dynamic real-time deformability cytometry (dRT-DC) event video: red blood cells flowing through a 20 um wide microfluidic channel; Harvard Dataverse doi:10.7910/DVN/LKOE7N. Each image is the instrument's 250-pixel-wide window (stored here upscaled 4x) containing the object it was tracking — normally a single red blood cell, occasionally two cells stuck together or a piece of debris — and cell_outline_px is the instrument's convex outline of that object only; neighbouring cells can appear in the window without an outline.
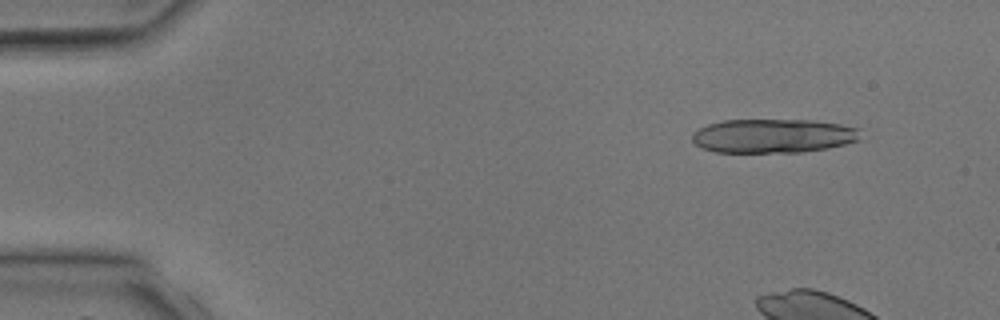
{"species": "common noctule bat (a hibernating species)", "species_latin": "Nyctalus noctula", "temperature_condition": "room temperature", "stored_images_in_passage": 3, "camera_frame_rate_fps": 3000, "um_per_image_px": 0.085, "animal": {"sex": "male", "body_mass_g": 17.9, "forearm_length_mm": 54.2}, "frame": {"image": 1, "passage_image": 1, "time_ms": 0.0, "image_size_px": [1000, 320], "cell_outline_px": [[860, 140], [828, 148], [800, 152], [716, 152], [700, 148], [692, 140], [692, 132], [708, 124], [724, 120], [812, 120], [840, 124], [860, 128]], "centroid_in_image_um": [65.72, 11.55], "position_along_channel_um": 19.3, "area_um2": 33.47}}